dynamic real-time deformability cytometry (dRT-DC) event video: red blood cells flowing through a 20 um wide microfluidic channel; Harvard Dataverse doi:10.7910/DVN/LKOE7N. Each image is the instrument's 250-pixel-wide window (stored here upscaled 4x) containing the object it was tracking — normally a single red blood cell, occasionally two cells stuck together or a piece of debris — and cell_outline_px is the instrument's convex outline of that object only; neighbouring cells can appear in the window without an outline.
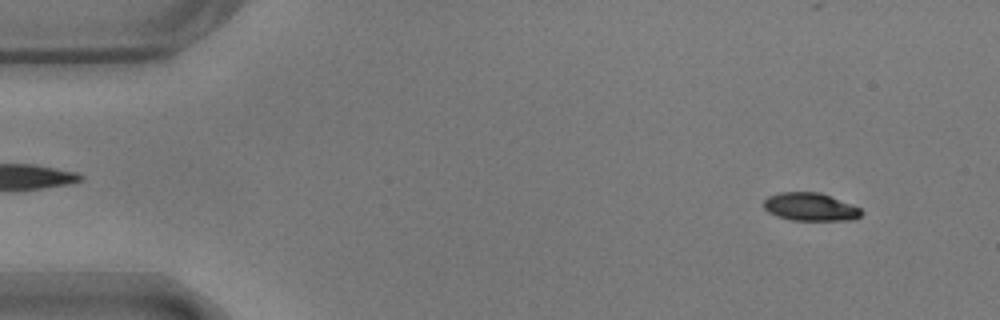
{"species": "common noctule bat (a hibernating species)", "species_latin": "Nyctalus noctula", "temperature_condition": "warm", "stored_images_in_passage": 56, "camera_frame_rate_fps": 3000, "um_per_image_px": 0.085, "animal": {"sex": "male", "body_mass_g": 17.9}, "frame": {"image": 1, "passage_image": 5, "time_ms": 1.333, "image_size_px": [1000, 320], "cell_outline_px": [[864, 212], [856, 220], [792, 220], [776, 216], [768, 212], [764, 208], [764, 200], [768, 196], [780, 192], [820, 192], [860, 208]], "centroid_in_image_um": [68.87, 17.59], "position_along_channel_um": 16.1, "area_um2": 15.95}}
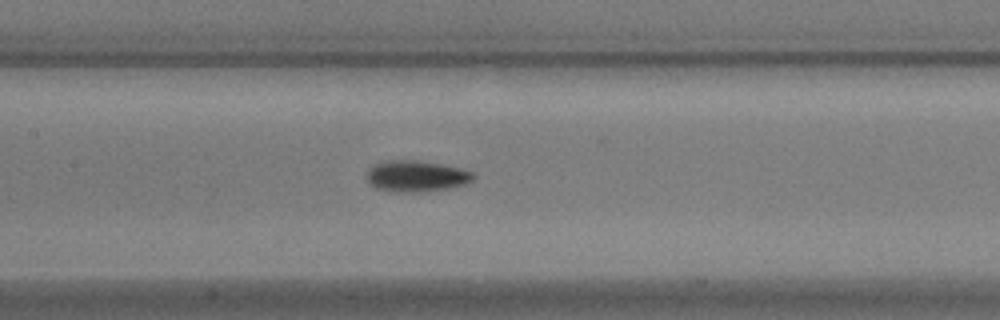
{"frame": {"image": 2, "passage_image": 26, "time_ms": 8.333, "image_size_px": [1000, 320], "cell_outline_px": [[476, 176], [472, 180], [464, 184], [448, 188], [420, 192], [388, 192], [376, 188], [368, 184], [364, 180], [364, 176], [368, 168], [372, 164], [384, 160], [420, 160], [460, 168], [472, 172]], "centroid_in_image_um": [35.27, 14.97], "position_along_channel_um": 172.1, "area_um2": 19.88}}
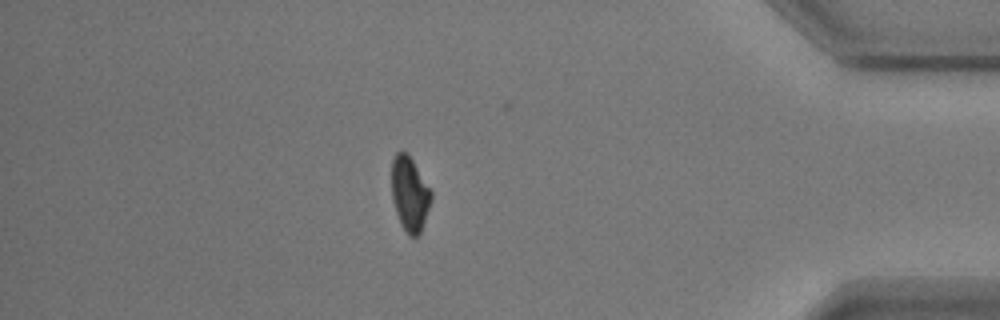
{"frame": {"image": 3, "passage_image": 48, "time_ms": 15.667, "image_size_px": [1000, 320], "cell_outline_px": [[432, 200], [420, 236], [408, 236], [400, 224], [396, 212], [392, 196], [392, 160], [396, 152], [408, 152], [432, 192]], "centroid_in_image_um": [34.84, 16.51], "position_along_channel_um": 400.4, "area_um2": 17.34}, "authors_computed_cell_mechanics": {"area_um2": 17.3689, "velocity_mm_per_s": 3.6453, "shape_relaxation_time_tau1_ms": 2.6202, "shape_relaxation_time_tau2_ms": null, "deformation_change_tau1": 0.1293, "deformation_change_tau2": null}}